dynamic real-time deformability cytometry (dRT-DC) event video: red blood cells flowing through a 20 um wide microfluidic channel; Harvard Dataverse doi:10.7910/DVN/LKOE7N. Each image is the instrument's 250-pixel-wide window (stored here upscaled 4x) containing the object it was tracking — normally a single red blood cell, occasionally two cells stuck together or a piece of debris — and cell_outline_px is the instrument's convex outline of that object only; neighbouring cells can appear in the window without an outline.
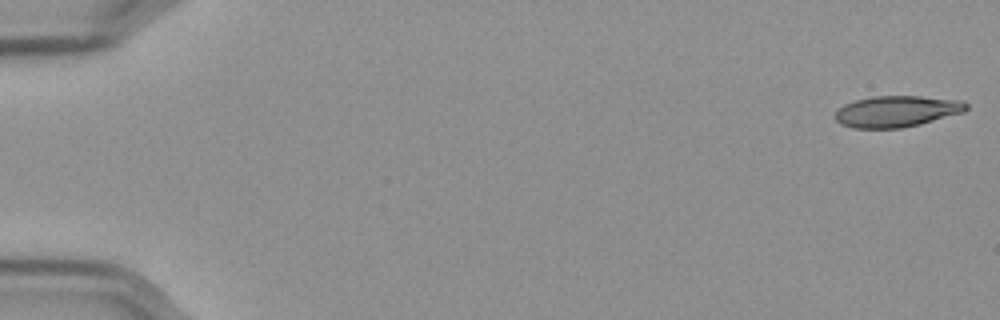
{"species": "Egyptian fruit bat (a non-hibernating species)", "species_latin": "Rousettus aegyptiacus", "temperature_condition": "cold", "stored_images_in_passage": 57, "camera_frame_rate_fps": 3000, "um_per_image_px": 0.085, "frame": {"image": 1, "passage_image": 1, "time_ms": 0.0, "image_size_px": [1000, 320], "cell_outline_px": [[968, 108], [964, 112], [920, 124], [900, 128], [852, 128], [840, 124], [832, 116], [844, 104], [856, 100], [872, 96], [920, 96], [964, 100], [968, 104]], "centroid_in_image_um": [76.23, 9.46], "position_along_channel_um": 8.8, "area_um2": 24.04}}
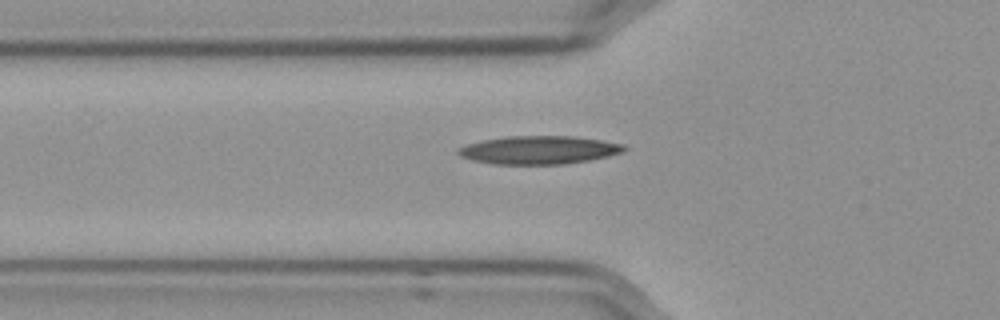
{"frame": {"image": 2, "passage_image": 20, "time_ms": 6.333, "image_size_px": [1000, 320], "cell_outline_px": [[628, 148], [624, 152], [608, 156], [588, 160], [564, 164], [492, 164], [472, 160], [460, 156], [456, 152], [456, 148], [468, 144], [484, 140], [508, 136], [572, 136], [600, 140], [624, 144]], "centroid_in_image_um": [45.8, 12.75], "position_along_channel_um": 80.0, "area_um2": 27.28}}
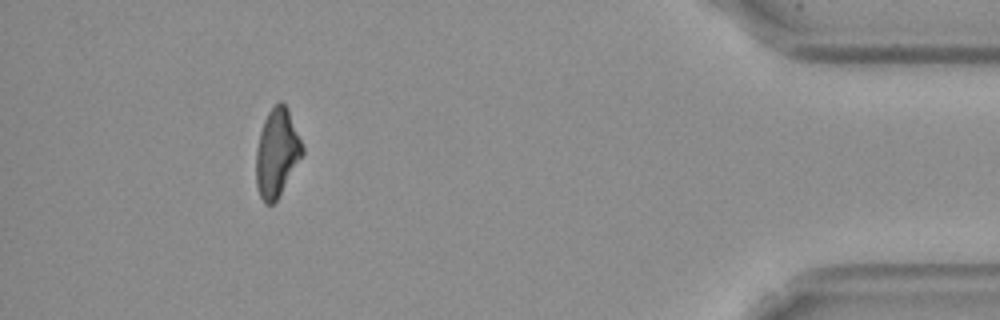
{"frame": {"image": 3, "passage_image": 52, "time_ms": 17.0, "image_size_px": [1000, 320], "cell_outline_px": [[304, 152], [276, 200], [272, 204], [264, 204], [260, 196], [256, 184], [256, 148], [260, 132], [264, 120], [268, 112], [280, 100], [288, 108], [304, 148]], "centroid_in_image_um": [23.52, 12.98], "position_along_channel_um": 411.7, "area_um2": 23.47}}